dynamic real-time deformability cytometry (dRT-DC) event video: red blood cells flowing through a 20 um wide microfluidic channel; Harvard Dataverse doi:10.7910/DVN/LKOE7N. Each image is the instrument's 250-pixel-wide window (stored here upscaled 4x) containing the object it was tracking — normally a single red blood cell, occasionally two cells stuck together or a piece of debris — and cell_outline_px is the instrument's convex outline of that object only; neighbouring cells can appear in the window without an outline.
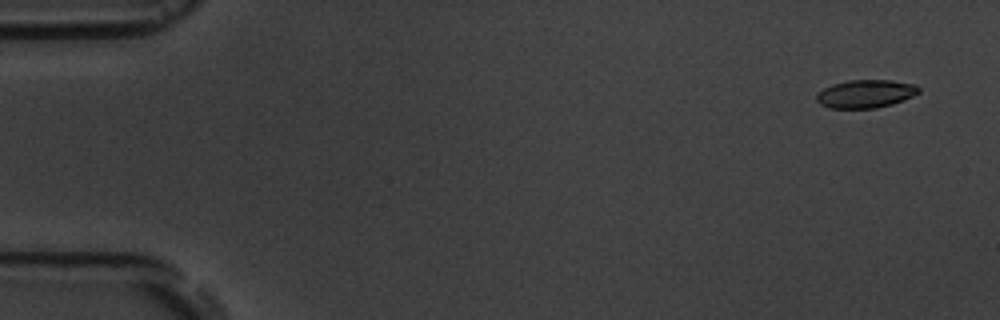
{"species": "common noctule bat (a hibernating species)", "species_latin": "Nyctalus noctula", "temperature_condition": "room temperature", "stored_images_in_passage": 4, "camera_frame_rate_fps": 3000, "um_per_image_px": 0.085, "animal": {"sex": "male", "body_mass_g": 19.5, "forearm_length_mm": 54.6}, "frame": {"image": 1, "passage_image": 1, "time_ms": 0.0, "image_size_px": [1000, 320], "cell_outline_px": [[920, 92], [904, 100], [892, 104], [876, 108], [828, 108], [820, 104], [816, 100], [816, 92], [832, 84], [848, 80], [892, 80], [916, 84], [920, 88]], "centroid_in_image_um": [73.57, 7.97], "position_along_channel_um": 11.4, "area_um2": 16.94}}